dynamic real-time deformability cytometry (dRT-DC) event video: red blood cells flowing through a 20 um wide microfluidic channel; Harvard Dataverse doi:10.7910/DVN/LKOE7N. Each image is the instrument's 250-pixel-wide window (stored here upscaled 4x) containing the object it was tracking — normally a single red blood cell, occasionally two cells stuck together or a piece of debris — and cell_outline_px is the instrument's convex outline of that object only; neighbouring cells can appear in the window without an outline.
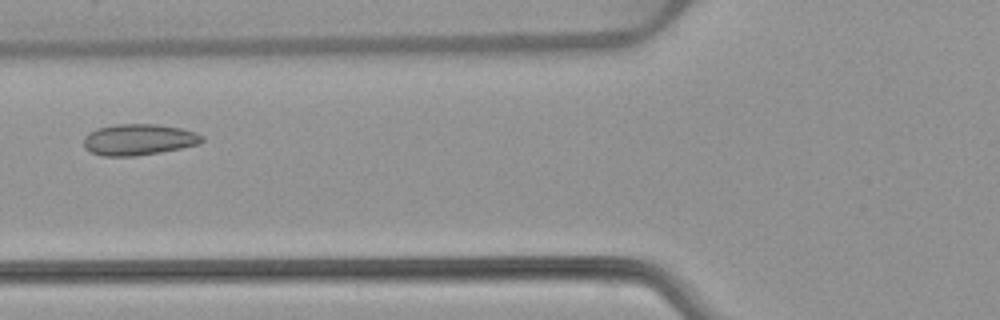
{"species": "common noctule bat (a hibernating species)", "species_latin": "Nyctalus noctula", "temperature_condition": "warm", "stored_images_in_passage": 6, "camera_frame_rate_fps": 3000, "um_per_image_px": 0.085, "animal": {"sex": "female", "body_mass_g": 22.7, "forearm_length_mm": 54.2}, "frame": {"image": 1, "passage_image": 5, "time_ms": 1.333, "image_size_px": [1000, 320], "cell_outline_px": [[204, 140], [200, 144], [160, 152], [136, 156], [104, 156], [92, 152], [84, 148], [84, 136], [88, 132], [96, 128], [116, 124], [156, 124], [180, 128], [196, 132], [204, 136]], "centroid_in_image_um": [11.78, 11.86], "position_along_channel_um": 114.0, "area_um2": 21.62}}
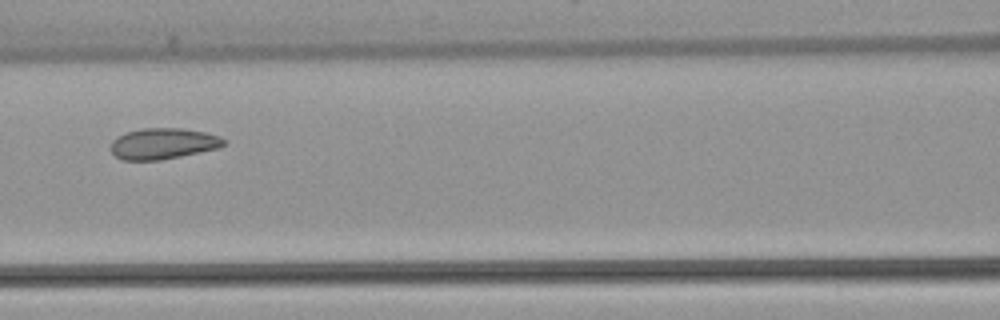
{"frame": {"image": 2, "passage_image": 6, "time_ms": 1.667, "image_size_px": [1000, 320], "cell_outline_px": [[224, 144], [220, 148], [160, 160], [124, 160], [116, 156], [112, 152], [112, 140], [116, 136], [140, 128], [180, 128], [204, 132], [220, 136], [224, 140]], "centroid_in_image_um": [13.86, 12.2], "position_along_channel_um": 152.7, "area_um2": 20.29}}